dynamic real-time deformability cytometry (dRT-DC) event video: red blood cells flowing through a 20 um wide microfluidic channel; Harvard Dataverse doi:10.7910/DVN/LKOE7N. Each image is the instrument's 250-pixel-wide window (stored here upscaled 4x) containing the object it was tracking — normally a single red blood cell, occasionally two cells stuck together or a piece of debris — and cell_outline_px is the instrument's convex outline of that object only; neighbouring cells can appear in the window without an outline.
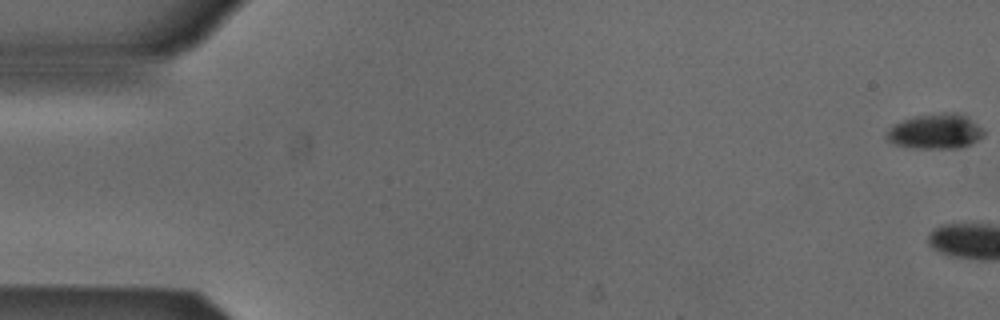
{"species": "Egyptian fruit bat (a non-hibernating species)", "species_latin": "Rousettus aegyptiacus", "temperature_condition": "cold", "stored_images_in_passage": 4, "camera_frame_rate_fps": 3000, "um_per_image_px": 0.085, "animal": {"sex": "male"}, "frame": {"image": 1, "passage_image": 1, "time_ms": 0.0, "image_size_px": [1000, 320], "cell_outline_px": [[984, 136], [960, 148], [908, 148], [896, 144], [888, 140], [884, 136], [888, 128], [892, 124], [900, 120], [916, 116], [952, 112], [964, 116], [984, 128]], "centroid_in_image_um": [79.46, 11.18], "position_along_channel_um": 5.5, "area_um2": 19.77}}